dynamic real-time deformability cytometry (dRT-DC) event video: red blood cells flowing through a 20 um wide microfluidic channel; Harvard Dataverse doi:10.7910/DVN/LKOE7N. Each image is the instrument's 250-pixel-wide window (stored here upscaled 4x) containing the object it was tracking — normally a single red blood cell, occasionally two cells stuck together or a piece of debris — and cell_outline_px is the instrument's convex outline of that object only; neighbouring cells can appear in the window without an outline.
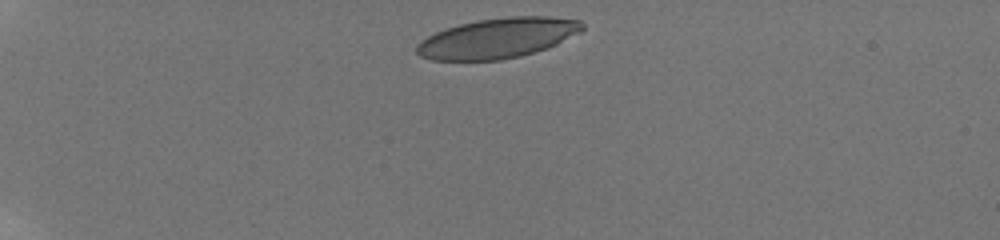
{"species": "human", "species_latin": "Homo sapiens", "temperature_condition": "room temperature", "stored_images_in_passage": 8, "camera_frame_rate_fps": 3000, "um_per_image_px": 0.085, "donor": {"sex": "male"}, "frame": {"image": 1, "passage_image": 1, "time_ms": 0.0, "image_size_px": [1000, 240], "cell_outline_px": [[584, 28], [580, 32], [556, 44], [520, 56], [500, 60], [432, 60], [420, 56], [416, 52], [416, 44], [420, 40], [436, 32], [460, 24], [476, 20], [512, 16], [548, 16], [580, 20], [584, 24]], "centroid_in_image_um": [42.29, 3.23], "position_along_channel_um": 42.7, "area_um2": 38.49}}
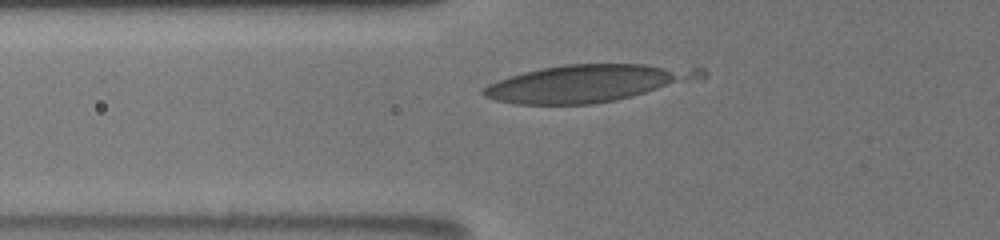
{"frame": {"image": 2, "passage_image": 5, "time_ms": 2.667, "image_size_px": [1000, 240], "cell_outline_px": [[676, 76], [672, 80], [656, 88], [632, 96], [616, 100], [592, 104], [516, 104], [496, 100], [484, 96], [480, 92], [488, 84], [508, 76], [540, 68], [564, 64], [644, 64], [660, 68]], "centroid_in_image_um": [49.07, 7.14], "position_along_channel_um": 76.7, "area_um2": 42.31}}
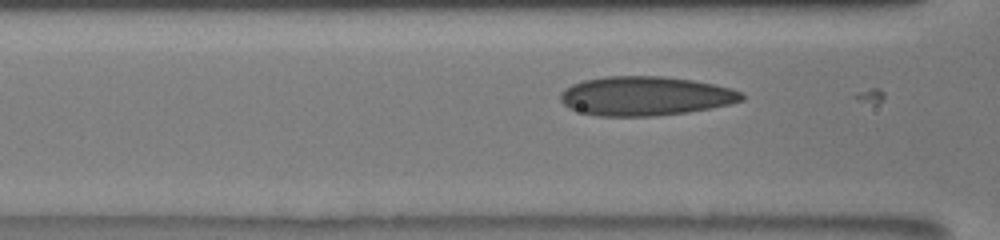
{"frame": {"image": 3, "passage_image": 7, "time_ms": 3.667, "image_size_px": [1000, 240], "cell_outline_px": [[744, 100], [728, 104], [688, 112], [656, 116], [596, 116], [568, 108], [560, 100], [560, 92], [564, 88], [572, 84], [584, 80], [604, 76], [664, 76], [692, 80], [732, 88], [740, 92], [744, 96]], "centroid_in_image_um": [54.81, 8.16], "position_along_channel_um": 111.8, "area_um2": 41.44}}